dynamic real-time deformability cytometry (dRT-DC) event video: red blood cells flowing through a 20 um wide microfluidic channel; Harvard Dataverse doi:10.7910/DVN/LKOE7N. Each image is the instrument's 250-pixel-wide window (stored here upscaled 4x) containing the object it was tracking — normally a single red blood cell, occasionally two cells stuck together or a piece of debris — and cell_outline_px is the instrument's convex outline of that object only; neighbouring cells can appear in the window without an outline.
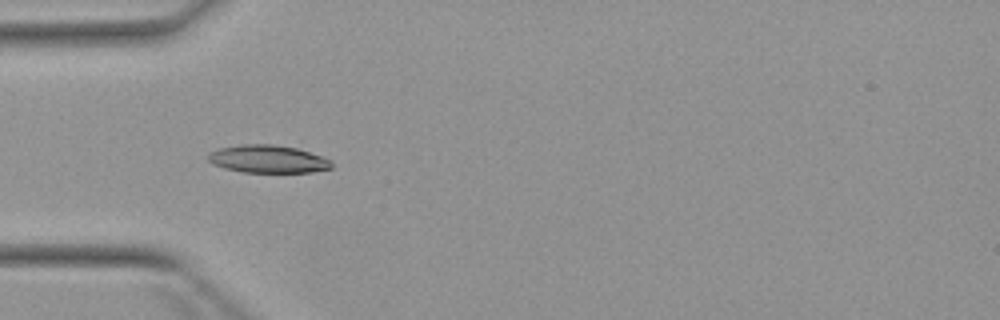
{"species": "Egyptian fruit bat (a non-hibernating species)", "species_latin": "Rousettus aegyptiacus", "temperature_condition": "warm", "stored_images_in_passage": 4, "camera_frame_rate_fps": 3000, "um_per_image_px": 0.085, "animal": {"sex": "female"}, "frame": {"image": 1, "passage_image": 4, "time_ms": 4.333, "image_size_px": [1000, 320], "cell_outline_px": [[332, 168], [312, 172], [244, 172], [224, 168], [212, 164], [208, 160], [208, 156], [212, 152], [220, 148], [240, 144], [272, 144], [296, 148], [332, 160]], "centroid_in_image_um": [22.77, 13.52], "position_along_channel_um": 62.2, "area_um2": 19.83}}